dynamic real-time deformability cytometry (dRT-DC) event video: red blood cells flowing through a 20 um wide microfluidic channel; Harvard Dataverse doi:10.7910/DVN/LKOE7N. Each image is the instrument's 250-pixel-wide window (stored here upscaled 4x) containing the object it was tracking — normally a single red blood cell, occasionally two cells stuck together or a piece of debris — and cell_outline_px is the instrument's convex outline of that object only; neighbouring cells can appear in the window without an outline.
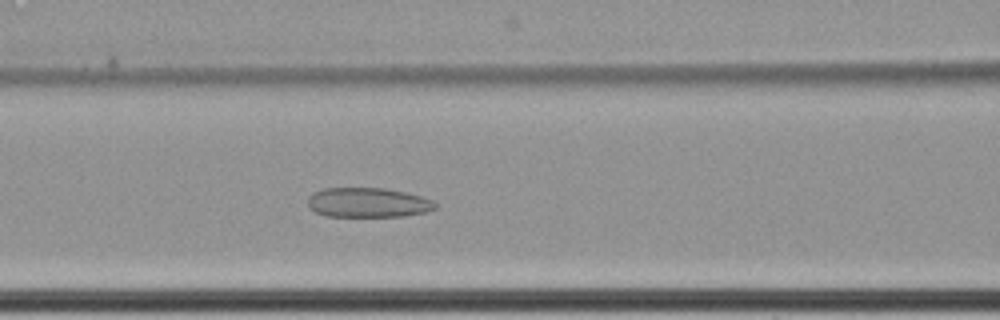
{"species": "common noctule bat (a hibernating species)", "species_latin": "Nyctalus noctula", "temperature_condition": "cold", "stored_images_in_passage": 66, "camera_frame_rate_fps": 3000, "um_per_image_px": 0.085, "animal": {"sex": "female", "body_mass_g": 22.7, "forearm_length_mm": 54.2}, "frame": {"image": 1, "passage_image": 32, "time_ms": 10.333, "image_size_px": [1000, 320], "cell_outline_px": [[440, 204], [436, 208], [428, 212], [404, 216], [328, 216], [316, 212], [308, 208], [308, 196], [312, 192], [324, 188], [384, 188], [404, 192], [420, 196], [432, 200]], "centroid_in_image_um": [31.28, 17.22], "position_along_channel_um": 135.3, "area_um2": 22.2}}
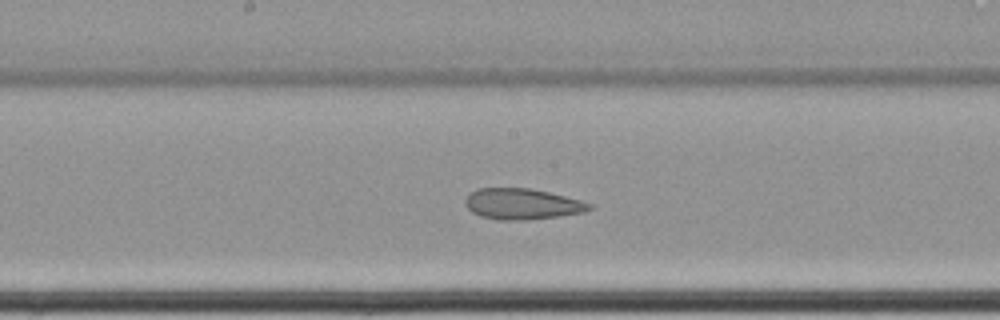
{"frame": {"image": 2, "passage_image": 38, "time_ms": 12.333, "image_size_px": [1000, 320], "cell_outline_px": [[592, 208], [584, 212], [560, 216], [524, 220], [500, 220], [480, 216], [472, 212], [464, 204], [464, 200], [468, 192], [476, 188], [532, 188], [580, 200], [592, 204]], "centroid_in_image_um": [44.33, 17.33], "position_along_channel_um": 203.9, "area_um2": 22.48}}
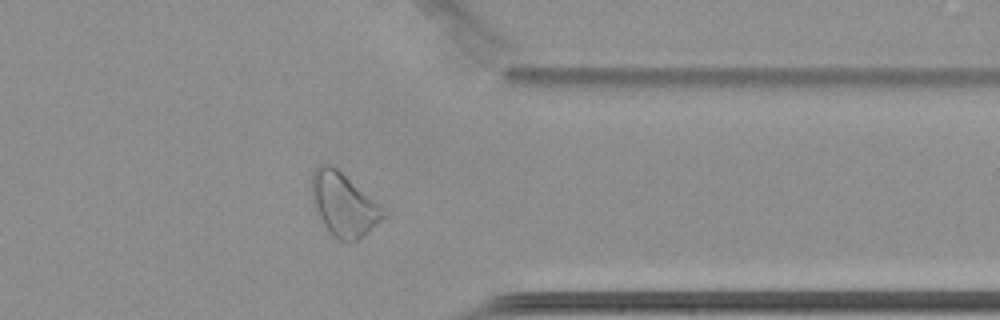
{"frame": {"image": 3, "passage_image": 54, "time_ms": 17.667, "image_size_px": [1000, 320], "cell_outline_px": [[388, 216], [352, 244], [336, 240], [328, 232], [312, 204], [312, 172], [320, 164], [332, 164], [380, 204], [388, 212]], "centroid_in_image_um": [29.23, 17.42], "position_along_channel_um": 382.2, "area_um2": 26.88}, "authors_computed_cell_mechanics": {"area_um2": 29.2757, "velocity_mm_per_s": 3.4287, "shape_relaxation_time_tau1_ms": null, "shape_relaxation_time_tau2_ms": 5.7971, "deformation_change_tau1": null, "deformation_change_tau2": 0.1345}}